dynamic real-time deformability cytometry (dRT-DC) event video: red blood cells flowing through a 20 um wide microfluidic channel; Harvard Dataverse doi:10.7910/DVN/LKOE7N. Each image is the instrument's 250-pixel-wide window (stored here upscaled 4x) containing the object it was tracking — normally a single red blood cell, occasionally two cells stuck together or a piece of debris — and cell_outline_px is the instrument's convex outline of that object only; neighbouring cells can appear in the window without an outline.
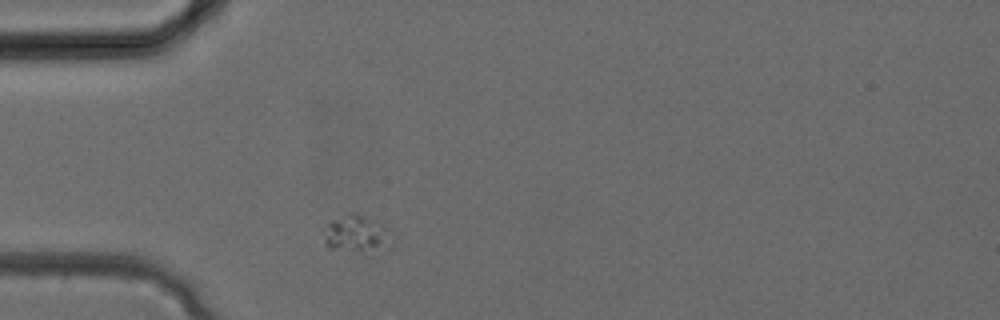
{"species": "common noctule bat (a hibernating species)", "species_latin": "Nyctalus noctula", "temperature_condition": "cold", "stored_images_in_passage": 26, "camera_frame_rate_fps": 3000, "um_per_image_px": 0.085, "animal": {"sex": "female", "body_mass_g": 24.6, "forearm_length_mm": 56.2}, "frame": {"image": 1, "passage_image": 1, "time_ms": 0.0, "image_size_px": [1000, 320], "cell_outline_px": [[392, 248], [388, 252], [360, 252], [328, 248], [324, 244], [324, 240], [328, 224], [332, 220], [348, 212], [356, 212], [380, 224], [384, 228], [392, 244]], "centroid_in_image_um": [30.33, 19.94], "position_along_channel_um": 54.7, "area_um2": 14.8}}
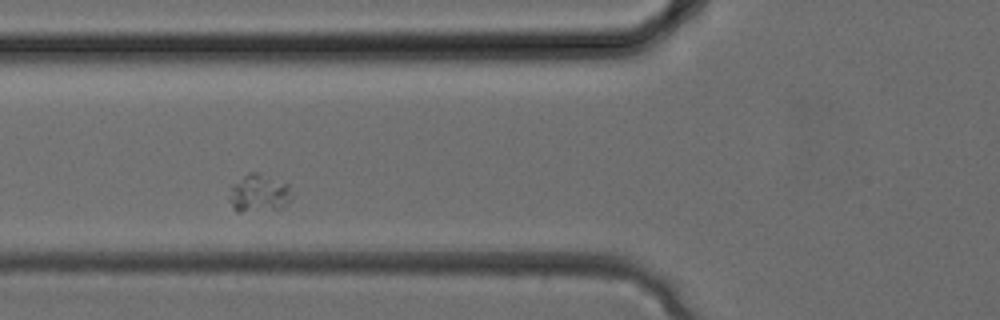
{"frame": {"image": 2, "passage_image": 4, "time_ms": 1.0, "image_size_px": [1000, 320], "cell_outline_px": [[292, 196], [288, 204], [284, 208], [240, 212], [236, 212], [232, 208], [228, 196], [232, 184], [248, 172], [256, 172], [288, 184]], "centroid_in_image_um": [21.98, 16.44], "position_along_channel_um": 103.8, "area_um2": 13.87}}
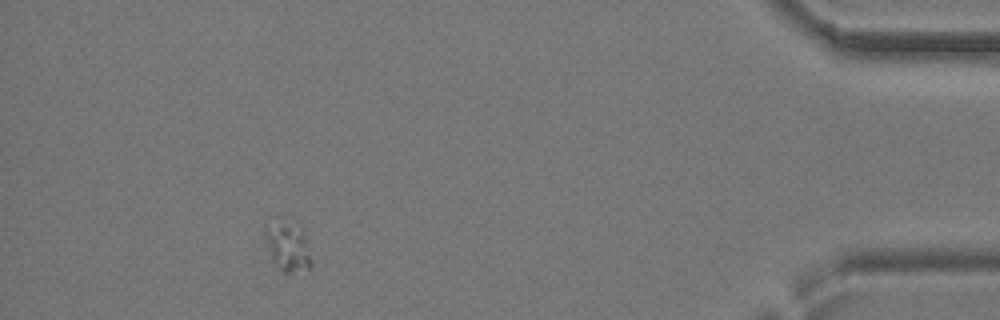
{"frame": {"image": 3, "passage_image": 23, "time_ms": 7.333, "image_size_px": [1000, 320], "cell_outline_px": [[312, 268], [288, 272], [284, 272], [272, 260], [264, 232], [264, 224], [280, 216], [284, 216], [304, 236], [312, 260]], "centroid_in_image_um": [24.41, 20.87], "position_along_channel_um": 410.8, "area_um2": 13.29}}